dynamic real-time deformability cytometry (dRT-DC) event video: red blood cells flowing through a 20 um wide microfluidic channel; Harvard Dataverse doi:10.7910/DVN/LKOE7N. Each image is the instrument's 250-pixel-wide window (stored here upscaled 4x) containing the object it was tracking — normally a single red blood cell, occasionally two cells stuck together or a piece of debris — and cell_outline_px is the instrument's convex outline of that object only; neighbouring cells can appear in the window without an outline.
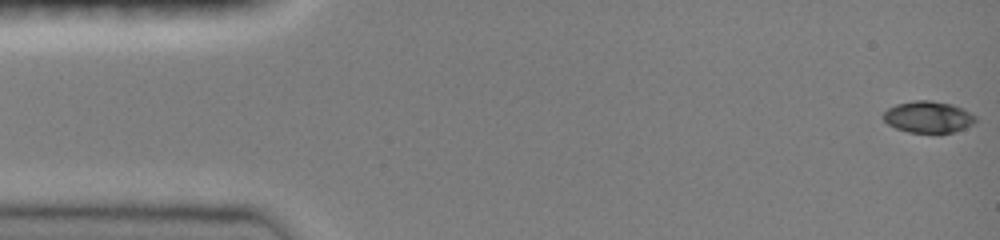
{"species": "common noctule bat (a hibernating species)", "species_latin": "Nyctalus noctula", "temperature_condition": "room temperature", "stored_images_in_passage": 48, "camera_frame_rate_fps": 3000, "um_per_image_px": 0.085, "animal": {"sex": "female", "body_mass_g": 19.0, "forearm_length_mm": 51.5}, "frame": {"image": 1, "passage_image": 1, "time_ms": 0.0, "image_size_px": [1000, 240], "cell_outline_px": [[976, 120], [972, 124], [964, 128], [952, 132], [908, 132], [896, 128], [888, 124], [884, 120], [884, 112], [888, 108], [896, 104], [916, 100], [932, 100], [952, 104], [976, 116]], "centroid_in_image_um": [78.88, 9.93], "position_along_channel_um": 6.1, "area_um2": 16.7}}
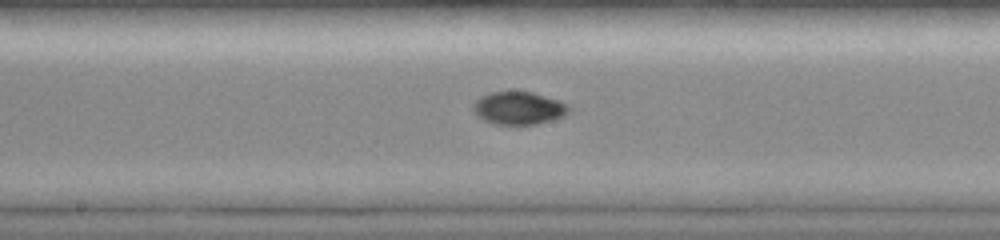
{"frame": {"image": 2, "passage_image": 25, "time_ms": 8.0, "image_size_px": [1000, 240], "cell_outline_px": [[572, 112], [564, 116], [552, 120], [536, 124], [496, 124], [484, 120], [476, 116], [472, 108], [472, 104], [480, 96], [492, 92], [532, 92], [560, 100], [568, 104], [572, 108]], "centroid_in_image_um": [44.13, 9.19], "position_along_channel_um": 204.1, "area_um2": 18.5}}
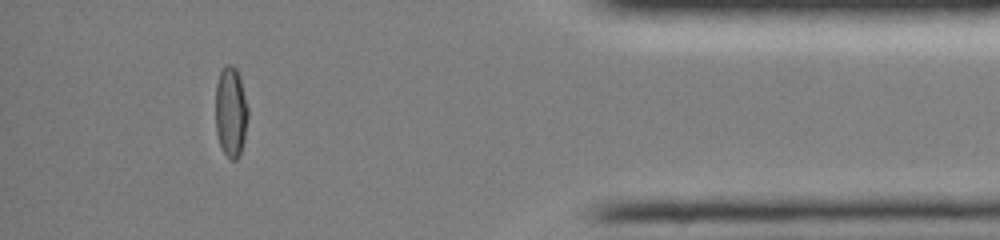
{"frame": {"image": 3, "passage_image": 43, "time_ms": 14.0, "image_size_px": [1000, 240], "cell_outline_px": [[248, 116], [244, 140], [240, 156], [236, 160], [228, 160], [220, 144], [216, 132], [216, 84], [220, 72], [224, 64], [232, 64], [236, 68], [240, 76], [248, 108]], "centroid_in_image_um": [19.63, 9.51], "position_along_channel_um": 415.6, "area_um2": 17.34}, "authors_computed_cell_mechanics": {"area_um2": 17.5712, "velocity_mm_per_s": 4.0652, "shape_relaxation_time_tau1_ms": 8.0367, "shape_relaxation_time_tau2_ms": null, "deformation_change_tau1": 0.2895, "deformation_change_tau2": null}}